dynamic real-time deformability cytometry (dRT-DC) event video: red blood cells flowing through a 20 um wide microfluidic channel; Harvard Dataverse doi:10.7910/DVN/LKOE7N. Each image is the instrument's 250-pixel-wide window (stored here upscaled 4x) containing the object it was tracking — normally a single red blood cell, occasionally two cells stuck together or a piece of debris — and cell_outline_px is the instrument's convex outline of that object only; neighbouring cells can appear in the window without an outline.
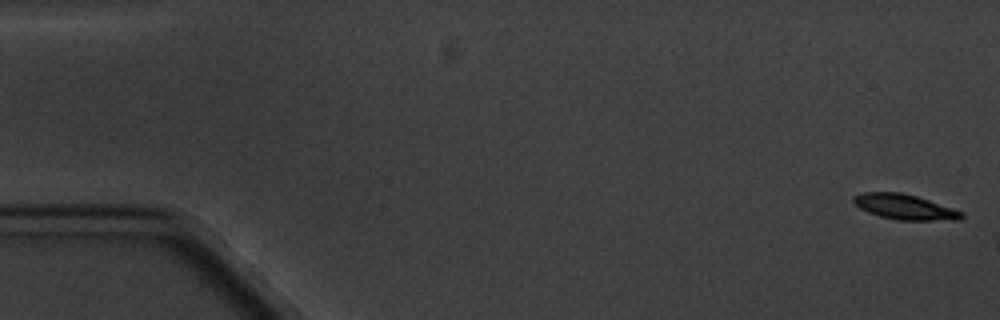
{"species": "common noctule bat (a hibernating species)", "species_latin": "Nyctalus noctula", "temperature_condition": "cold", "stored_images_in_passage": 5, "camera_frame_rate_fps": 3000, "um_per_image_px": 0.085, "animal": {"sex": "male", "body_mass_g": 20.1, "forearm_length_mm": 53.5}, "frame": {"image": 1, "passage_image": 1, "time_ms": 0.0, "image_size_px": [1000, 320], "cell_outline_px": [[964, 216], [960, 220], [896, 220], [880, 216], [868, 212], [860, 208], [852, 200], [852, 196], [864, 192], [900, 192], [916, 196], [964, 212]], "centroid_in_image_um": [76.9, 17.59], "position_along_channel_um": 8.1, "area_um2": 15.78}}
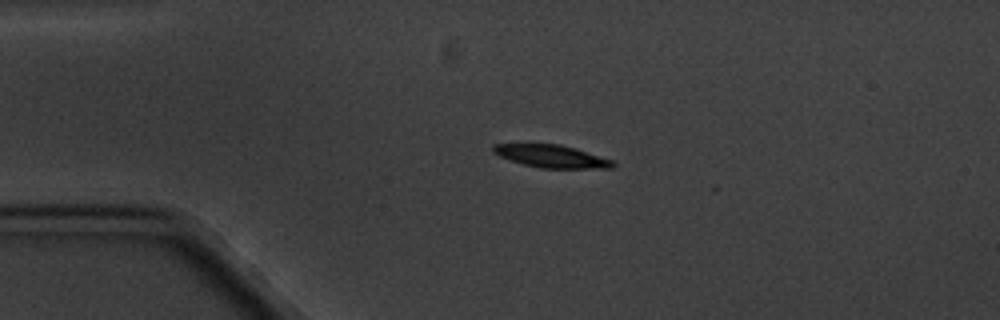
{"frame": {"image": 2, "passage_image": 4, "time_ms": 4.0, "image_size_px": [1000, 320], "cell_outline_px": [[616, 164], [612, 168], [540, 168], [524, 164], [500, 156], [492, 152], [492, 144], [560, 144], [576, 148], [612, 160]], "centroid_in_image_um": [46.88, 13.28], "position_along_channel_um": 38.1, "area_um2": 15.66}}